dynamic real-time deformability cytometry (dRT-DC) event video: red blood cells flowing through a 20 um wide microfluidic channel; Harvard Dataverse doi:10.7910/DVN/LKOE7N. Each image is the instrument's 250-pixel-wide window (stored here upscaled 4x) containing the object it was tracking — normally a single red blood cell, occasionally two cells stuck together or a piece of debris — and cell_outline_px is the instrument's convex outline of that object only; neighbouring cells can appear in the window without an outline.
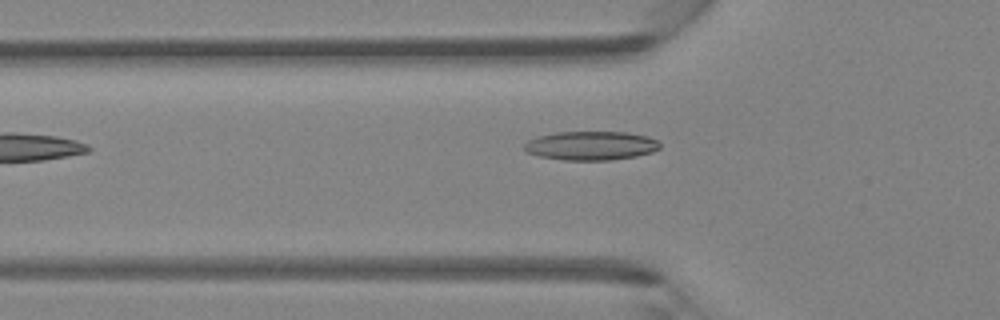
{"species": "Egyptian fruit bat (a non-hibernating species)", "species_latin": "Rousettus aegyptiacus", "temperature_condition": "room temperature", "stored_images_in_passage": 30, "camera_frame_rate_fps": 3000, "um_per_image_px": 0.085, "animal": {"sex": "female"}, "frame": {"image": 1, "passage_image": 2, "time_ms": 0.333, "image_size_px": [1000, 320], "cell_outline_px": [[660, 148], [652, 152], [636, 156], [612, 160], [564, 160], [536, 156], [528, 152], [524, 148], [524, 144], [528, 140], [540, 136], [556, 132], [628, 132], [648, 136], [656, 140], [660, 144]], "centroid_in_image_um": [50.24, 12.38], "position_along_channel_um": 75.6, "area_um2": 22.89}}
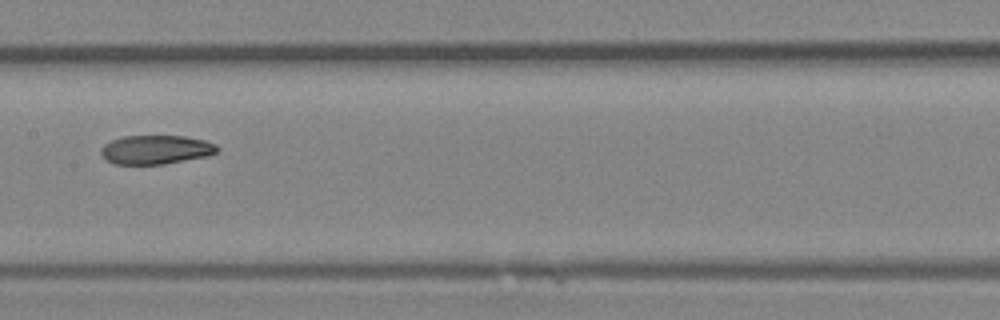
{"frame": {"image": 2, "passage_image": 10, "time_ms": 3.0, "image_size_px": [1000, 320], "cell_outline_px": [[220, 148], [216, 152], [208, 156], [164, 164], [116, 164], [108, 160], [100, 152], [100, 148], [104, 144], [112, 140], [124, 136], [184, 136], [204, 140], [216, 144]], "centroid_in_image_um": [13.27, 12.72], "position_along_channel_um": 194.1, "area_um2": 19.54}}
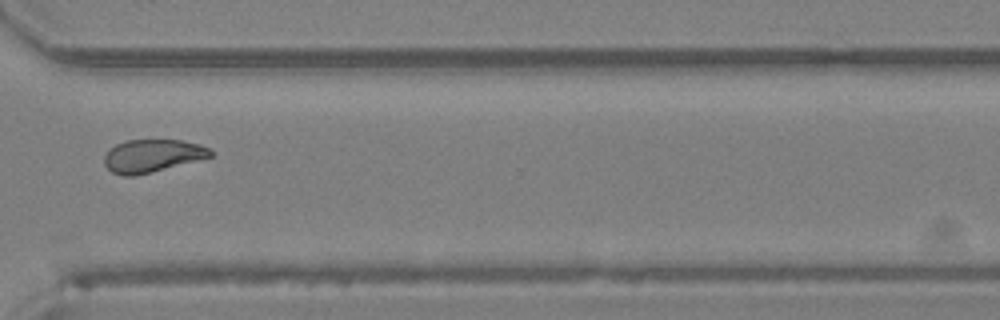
{"frame": {"image": 3, "passage_image": 21, "time_ms": 6.667, "image_size_px": [1000, 320], "cell_outline_px": [[212, 156], [136, 176], [120, 176], [112, 172], [104, 164], [104, 156], [116, 144], [128, 140], [180, 140], [200, 144], [208, 148], [212, 152]], "centroid_in_image_um": [12.92, 13.25], "position_along_channel_um": 357.7, "area_um2": 20.06}}